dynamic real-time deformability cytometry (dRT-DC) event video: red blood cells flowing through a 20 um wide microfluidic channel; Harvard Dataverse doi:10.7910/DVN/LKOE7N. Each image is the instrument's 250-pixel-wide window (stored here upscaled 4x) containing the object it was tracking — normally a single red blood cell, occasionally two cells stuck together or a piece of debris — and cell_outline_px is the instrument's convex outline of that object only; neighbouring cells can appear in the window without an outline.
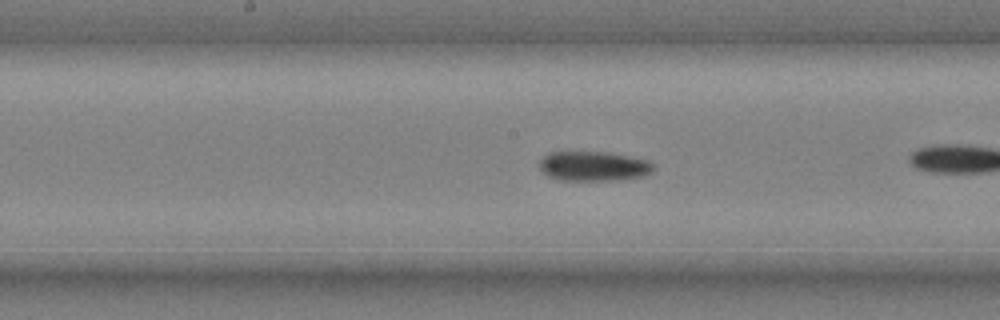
{"species": "common noctule bat (a hibernating species)", "species_latin": "Nyctalus noctula", "temperature_condition": "cold", "stored_images_in_passage": 27, "camera_frame_rate_fps": 3000, "um_per_image_px": 0.085, "animal": {"sex": "male", "body_mass_g": 20.4}, "frame": {"image": 1, "passage_image": 12, "time_ms": 3.667, "image_size_px": [1000, 320], "cell_outline_px": [[656, 168], [652, 172], [644, 176], [620, 180], [560, 180], [548, 176], [540, 168], [540, 160], [548, 152], [608, 152], [648, 160], [656, 164]], "centroid_in_image_um": [50.51, 14.12], "position_along_channel_um": 197.7, "area_um2": 19.88}}